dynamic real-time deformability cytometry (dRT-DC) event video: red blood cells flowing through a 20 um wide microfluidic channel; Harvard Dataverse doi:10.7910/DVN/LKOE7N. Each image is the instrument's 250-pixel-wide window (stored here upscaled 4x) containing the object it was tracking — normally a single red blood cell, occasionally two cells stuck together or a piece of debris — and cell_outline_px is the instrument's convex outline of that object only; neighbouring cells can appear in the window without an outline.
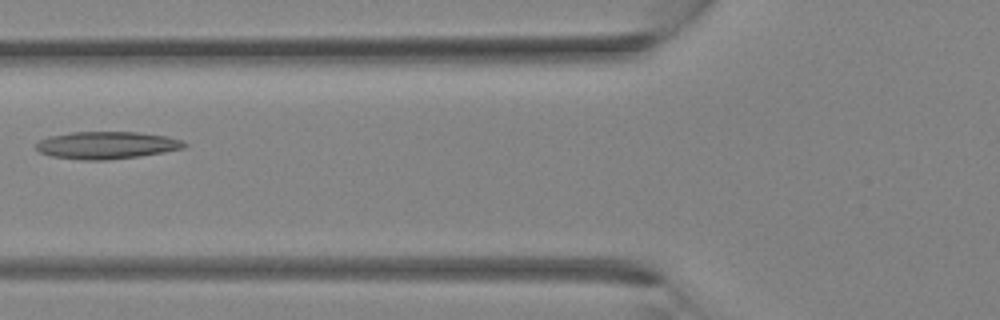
{"species": "Egyptian fruit bat (a non-hibernating species)", "species_latin": "Rousettus aegyptiacus", "temperature_condition": "room temperature", "stored_images_in_passage": 4, "camera_frame_rate_fps": 3000, "um_per_image_px": 0.085, "animal": {"sex": "female"}, "frame": {"image": 1, "passage_image": 4, "time_ms": 1.0, "image_size_px": [1000, 320], "cell_outline_px": [[188, 144], [184, 148], [164, 152], [140, 156], [108, 160], [84, 160], [52, 156], [40, 152], [36, 148], [36, 144], [40, 140], [48, 136], [72, 132], [136, 132], [168, 136], [180, 140]], "centroid_in_image_um": [9.08, 12.34], "position_along_channel_um": 116.7, "area_um2": 23.58}}